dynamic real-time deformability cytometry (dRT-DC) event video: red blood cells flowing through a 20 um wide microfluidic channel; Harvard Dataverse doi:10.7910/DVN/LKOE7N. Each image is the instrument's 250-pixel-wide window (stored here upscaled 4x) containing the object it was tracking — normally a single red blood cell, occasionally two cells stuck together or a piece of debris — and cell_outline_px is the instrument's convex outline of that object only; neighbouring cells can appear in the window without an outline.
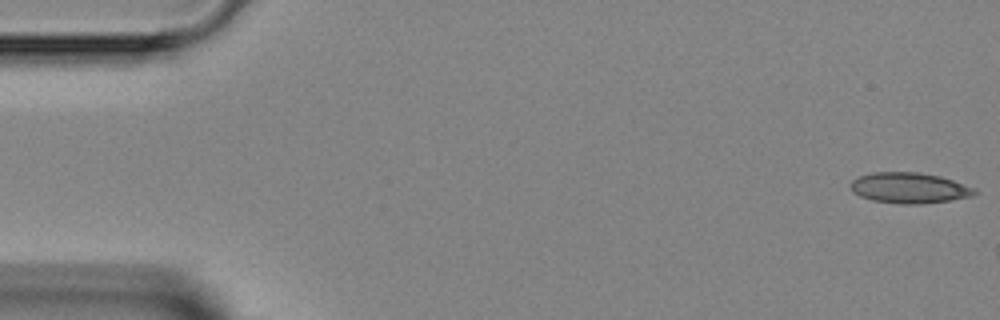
{"species": "Egyptian fruit bat (a non-hibernating species)", "species_latin": "Rousettus aegyptiacus", "temperature_condition": "room temperature", "stored_images_in_passage": 3, "camera_frame_rate_fps": 3000, "um_per_image_px": 0.085, "animal": {"sex": "female"}, "frame": {"image": 1, "passage_image": 1, "time_ms": 0.0, "image_size_px": [1000, 320], "cell_outline_px": [[976, 192], [972, 196], [948, 200], [920, 204], [900, 204], [872, 200], [860, 196], [852, 192], [852, 180], [860, 176], [872, 172], [920, 172], [940, 176], [976, 188]], "centroid_in_image_um": [77.29, 15.97], "position_along_channel_um": 7.7, "area_um2": 22.02}}